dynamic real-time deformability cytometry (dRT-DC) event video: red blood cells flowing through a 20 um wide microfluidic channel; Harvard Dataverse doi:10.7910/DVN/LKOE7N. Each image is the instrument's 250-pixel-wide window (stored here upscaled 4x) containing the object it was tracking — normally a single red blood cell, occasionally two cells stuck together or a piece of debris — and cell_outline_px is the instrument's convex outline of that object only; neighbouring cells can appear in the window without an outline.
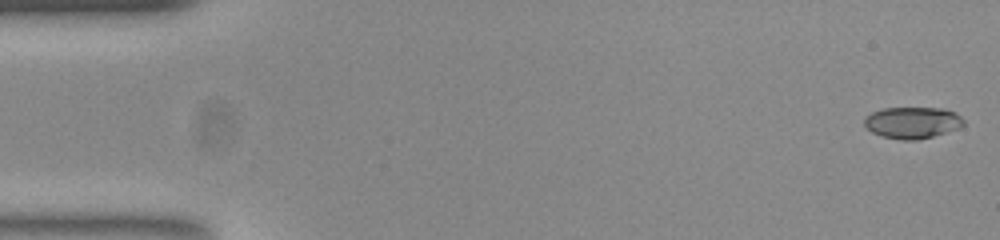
{"species": "common noctule bat (a hibernating species)", "species_latin": "Nyctalus noctula", "temperature_condition": "room temperature", "stored_images_in_passage": 54, "camera_frame_rate_fps": 3000, "um_per_image_px": 0.085, "animal": {"sex": "female", "body_mass_g": 23.0, "forearm_length_mm": 53.4}, "frame": {"image": 1, "passage_image": 1, "time_ms": 0.0, "image_size_px": [1000, 240], "cell_outline_px": [[964, 124], [956, 128], [932, 136], [916, 140], [904, 140], [884, 136], [872, 132], [864, 124], [864, 116], [872, 112], [884, 108], [944, 108], [956, 112], [964, 120]], "centroid_in_image_um": [77.54, 10.4], "position_along_channel_um": 7.5, "area_um2": 18.03}}
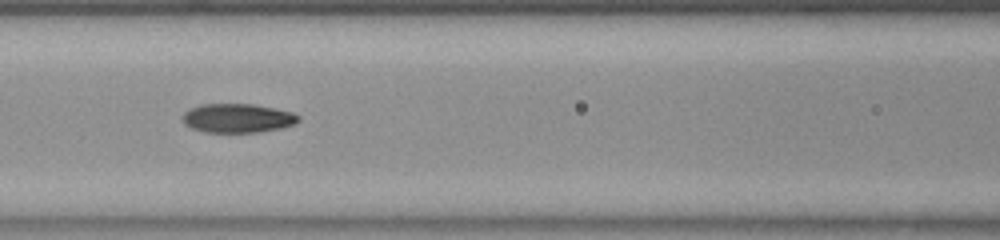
{"frame": {"image": 2, "passage_image": 23, "time_ms": 7.333, "image_size_px": [1000, 240], "cell_outline_px": [[300, 120], [296, 124], [280, 128], [256, 132], [204, 132], [192, 128], [184, 124], [184, 112], [188, 108], [200, 104], [252, 104], [276, 108], [292, 112], [300, 116]], "centroid_in_image_um": [20.21, 10.03], "position_along_channel_um": 146.4, "area_um2": 19.65}}
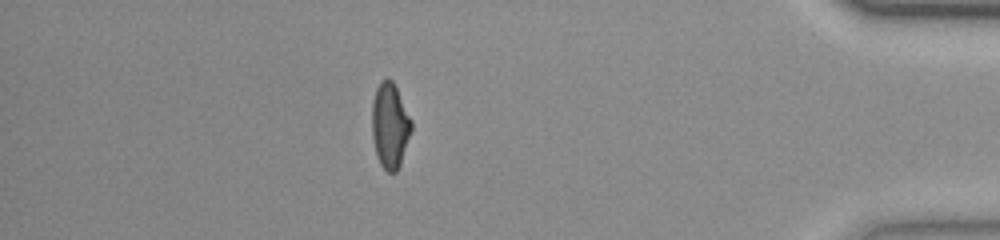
{"frame": {"image": 3, "passage_image": 47, "time_ms": 15.333, "image_size_px": [1000, 240], "cell_outline_px": [[412, 132], [400, 164], [396, 172], [388, 172], [380, 164], [376, 152], [372, 136], [372, 100], [376, 88], [380, 80], [388, 76], [392, 80], [412, 120]], "centroid_in_image_um": [33.15, 10.64], "position_along_channel_um": 402.1, "area_um2": 19.71}, "authors_computed_cell_mechanics": {"area_um2": 19.3919, "velocity_mm_per_s": 3.7768, "shape_relaxation_time_tau1_ms": null, "shape_relaxation_time_tau2_ms": 2.305, "deformation_change_tau1": null, "deformation_change_tau2": 0.0765}}